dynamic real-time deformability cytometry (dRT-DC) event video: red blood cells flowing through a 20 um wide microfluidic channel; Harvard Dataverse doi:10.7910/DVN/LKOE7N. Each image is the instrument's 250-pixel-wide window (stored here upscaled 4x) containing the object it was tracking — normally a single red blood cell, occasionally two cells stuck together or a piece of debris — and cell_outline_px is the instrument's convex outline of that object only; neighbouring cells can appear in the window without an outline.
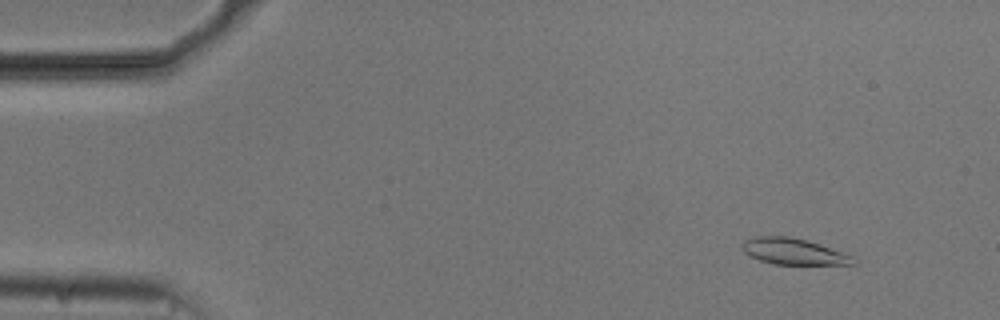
{"species": "common noctule bat (a hibernating species)", "species_latin": "Nyctalus noctula", "temperature_condition": "cold", "stored_images_in_passage": 55, "camera_frame_rate_fps": 3000, "um_per_image_px": 0.085, "animal": {"sex": "male", "body_mass_g": 20.5, "forearm_length_mm": 52.5}, "frame": {"image": 1, "passage_image": 6, "time_ms": 1.667, "image_size_px": [1000, 320], "cell_outline_px": [[860, 260], [856, 264], [772, 264], [748, 256], [740, 248], [740, 244], [744, 240], [752, 236], [788, 236], [804, 240], [852, 256]], "centroid_in_image_um": [67.36, 21.38], "position_along_channel_um": 17.6, "area_um2": 16.88}}
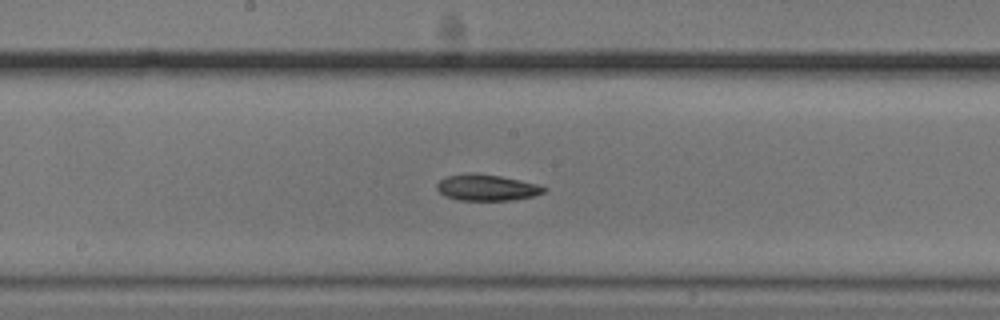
{"frame": {"image": 2, "passage_image": 29, "time_ms": 9.333, "image_size_px": [1000, 320], "cell_outline_px": [[548, 188], [544, 192], [532, 196], [512, 200], [456, 200], [444, 196], [436, 188], [436, 184], [444, 176], [472, 172], [476, 172], [500, 176], [520, 180], [536, 184]], "centroid_in_image_um": [41.32, 15.93], "position_along_channel_um": 206.9, "area_um2": 16.47}}
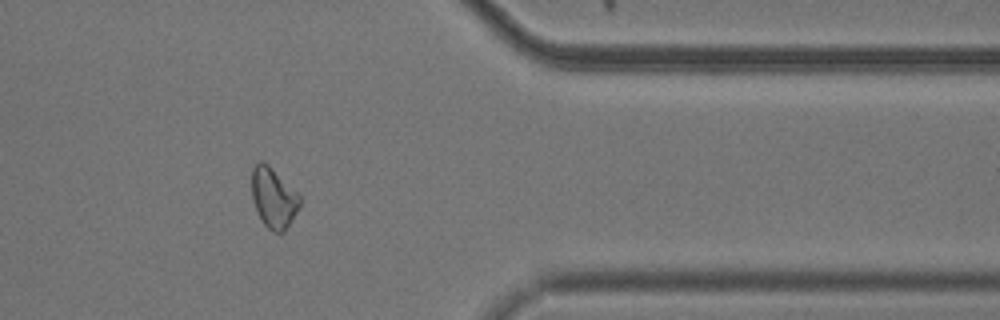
{"frame": {"image": 3, "passage_image": 45, "time_ms": 14.667, "image_size_px": [1000, 320], "cell_outline_px": [[300, 204], [296, 212], [284, 232], [276, 232], [268, 228], [264, 224], [256, 212], [252, 200], [252, 168], [260, 160], [268, 164], [300, 196]], "centroid_in_image_um": [23.22, 16.81], "position_along_channel_um": 388.2, "area_um2": 16.59}, "authors_computed_cell_mechanics": {"area_um2": 16.9354, "velocity_mm_per_s": 3.7191, "shape_relaxation_time_tau1_ms": 8.3566, "shape_relaxation_time_tau2_ms": 10.0477, "deformation_change_tau1": 0.1892, "deformation_change_tau2": 0.1652}}